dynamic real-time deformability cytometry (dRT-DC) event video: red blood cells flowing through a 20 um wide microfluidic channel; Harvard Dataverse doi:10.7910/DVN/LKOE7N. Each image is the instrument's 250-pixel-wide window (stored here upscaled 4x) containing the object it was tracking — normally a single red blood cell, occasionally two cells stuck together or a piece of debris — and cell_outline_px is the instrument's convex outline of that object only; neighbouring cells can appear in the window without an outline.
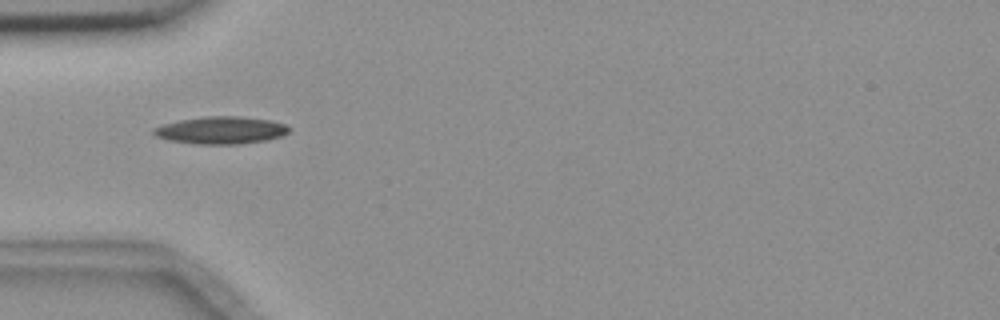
{"species": "common noctule bat (a hibernating species)", "species_latin": "Nyctalus noctula", "temperature_condition": "room temperature", "stored_images_in_passage": 5, "camera_frame_rate_fps": 3000, "um_per_image_px": 0.085, "animal": {"sex": "female", "body_mass_g": 18.4}, "frame": {"image": 1, "passage_image": 2, "time_ms": 1.0, "image_size_px": [1000, 320], "cell_outline_px": [[292, 128], [288, 132], [280, 136], [268, 140], [240, 144], [192, 144], [168, 140], [156, 136], [152, 132], [152, 128], [164, 124], [180, 120], [204, 116], [240, 116], [268, 120], [284, 124]], "centroid_in_image_um": [18.76, 11.07], "position_along_channel_um": 66.2, "area_um2": 21.68}}
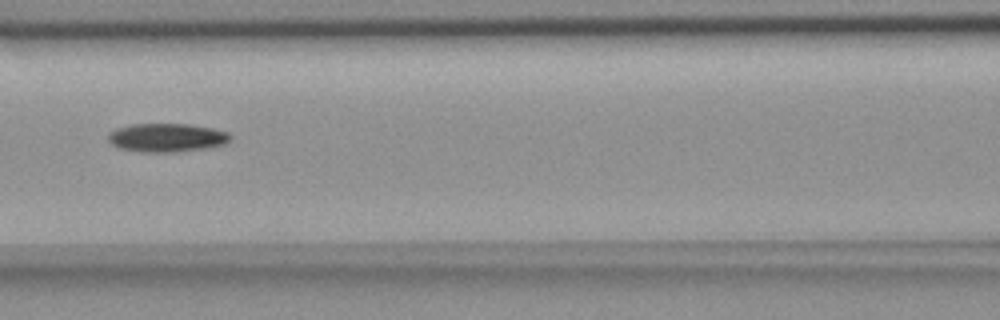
{"frame": {"image": 2, "passage_image": 4, "time_ms": 3.333, "image_size_px": [1000, 320], "cell_outline_px": [[232, 136], [224, 144], [204, 148], [172, 152], [140, 152], [120, 148], [112, 144], [108, 140], [108, 136], [116, 128], [132, 124], [188, 124], [212, 128], [228, 132]], "centroid_in_image_um": [14.16, 11.69], "position_along_channel_um": 152.4, "area_um2": 20.11}}
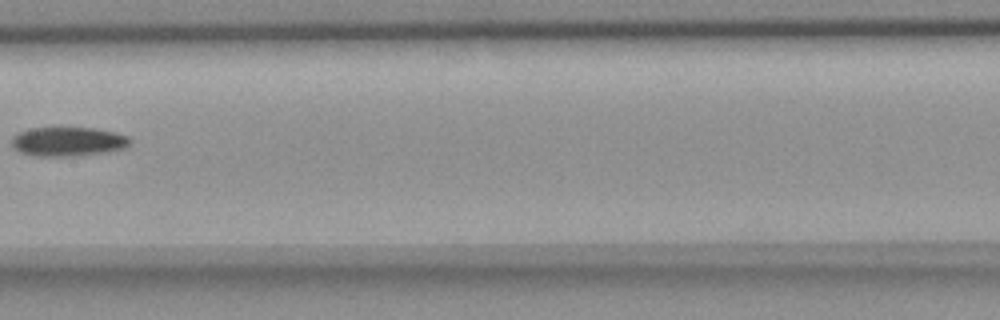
{"frame": {"image": 3, "passage_image": 5, "time_ms": 4.667, "image_size_px": [1000, 320], "cell_outline_px": [[132, 140], [128, 148], [108, 152], [68, 156], [36, 156], [20, 152], [12, 144], [12, 136], [28, 128], [92, 128], [116, 132], [128, 136]], "centroid_in_image_um": [5.84, 12.03], "position_along_channel_um": 201.6, "area_um2": 20.17}}